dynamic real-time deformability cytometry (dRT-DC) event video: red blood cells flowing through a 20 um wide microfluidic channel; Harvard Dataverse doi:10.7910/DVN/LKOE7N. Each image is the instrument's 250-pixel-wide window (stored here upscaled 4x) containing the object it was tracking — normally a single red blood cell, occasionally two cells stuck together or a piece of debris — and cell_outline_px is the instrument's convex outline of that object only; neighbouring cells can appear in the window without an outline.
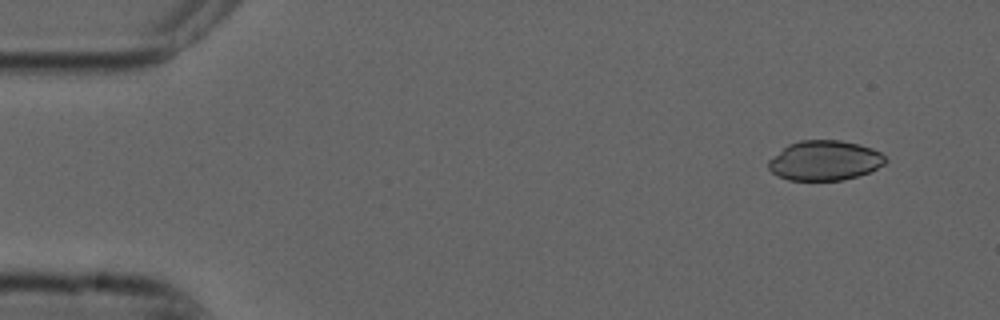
{"species": "common noctule bat (a hibernating species)", "species_latin": "Nyctalus noctula", "temperature_condition": "cold", "stored_images_in_passage": 4, "camera_frame_rate_fps": 3000, "um_per_image_px": 0.085, "animal": {"sex": "male", "forearm_length_mm": 52.5}, "frame": {"image": 1, "passage_image": 1, "time_ms": 0.0, "image_size_px": [1000, 320], "cell_outline_px": [[888, 160], [884, 164], [868, 172], [844, 180], [788, 180], [772, 172], [768, 168], [768, 160], [788, 144], [800, 140], [840, 140], [860, 144], [872, 148], [880, 152]], "centroid_in_image_um": [70.1, 13.63], "position_along_channel_um": 14.9, "area_um2": 27.11}}
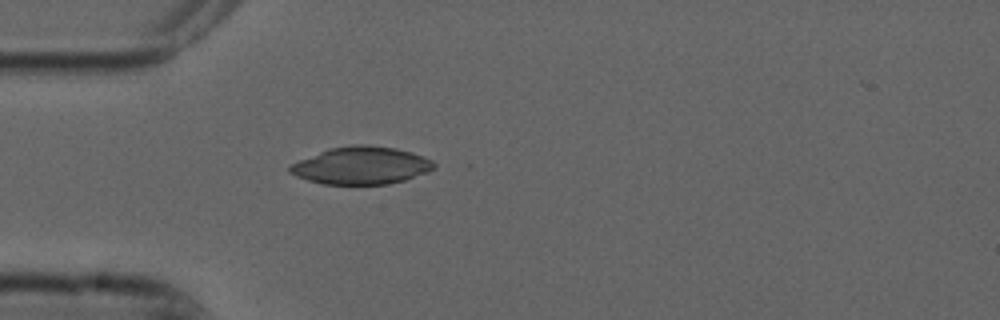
{"frame": {"image": 2, "passage_image": 4, "time_ms": 1.0, "image_size_px": [1000, 320], "cell_outline_px": [[436, 168], [428, 172], [404, 180], [388, 184], [324, 184], [308, 180], [296, 176], [288, 172], [288, 168], [292, 164], [300, 160], [328, 148], [352, 144], [368, 144], [396, 148], [412, 152], [432, 160], [436, 164]], "centroid_in_image_um": [30.73, 14.06], "position_along_channel_um": 54.3, "area_um2": 31.62}}